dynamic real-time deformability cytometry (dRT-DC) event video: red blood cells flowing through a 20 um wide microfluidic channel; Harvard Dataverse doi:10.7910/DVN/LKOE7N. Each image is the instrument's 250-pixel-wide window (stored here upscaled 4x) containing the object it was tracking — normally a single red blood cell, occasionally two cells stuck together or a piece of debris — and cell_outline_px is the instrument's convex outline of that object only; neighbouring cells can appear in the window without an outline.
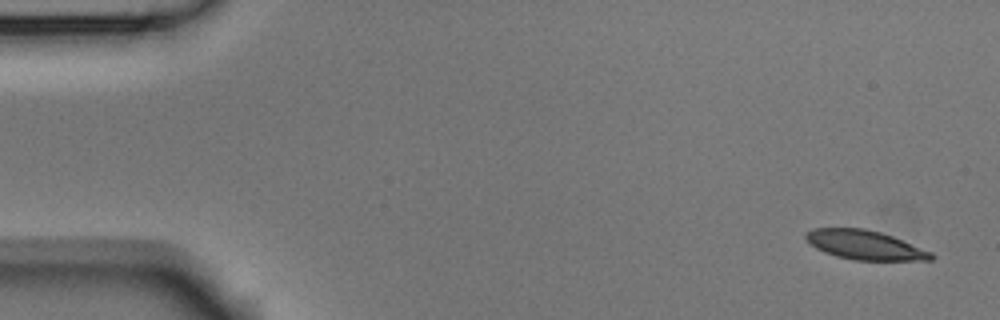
{"species": "Egyptian fruit bat (a non-hibernating species)", "species_latin": "Rousettus aegyptiacus", "temperature_condition": "room temperature", "stored_images_in_passage": 8, "camera_frame_rate_fps": 3000, "um_per_image_px": 0.085, "animal": {"sex": "male"}, "frame": {"image": 1, "passage_image": 1, "time_ms": 0.0, "image_size_px": [1000, 320], "cell_outline_px": [[936, 256], [932, 260], [856, 260], [836, 256], [824, 252], [816, 248], [804, 236], [812, 228], [864, 228], [880, 232], [892, 236], [932, 252]], "centroid_in_image_um": [73.53, 20.82], "position_along_channel_um": 11.5, "area_um2": 21.15}}
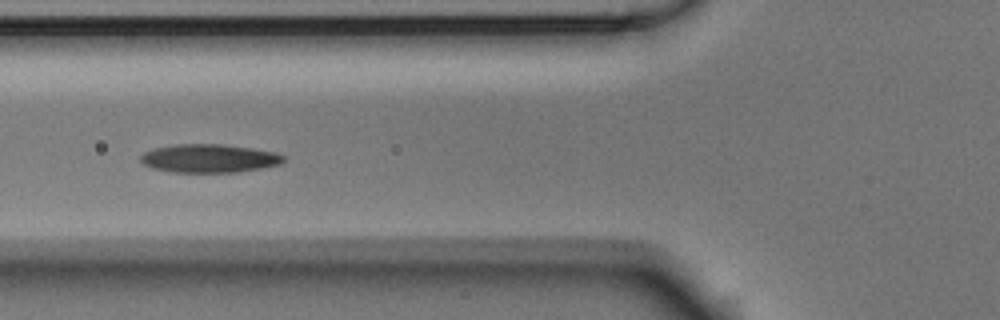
{"frame": {"image": 2, "passage_image": 6, "time_ms": 1.667, "image_size_px": [1000, 320], "cell_outline_px": [[284, 160], [280, 164], [260, 168], [236, 172], [172, 172], [152, 168], [144, 164], [140, 160], [140, 156], [144, 152], [156, 148], [176, 144], [220, 144], [252, 148], [276, 152], [284, 156]], "centroid_in_image_um": [17.77, 13.46], "position_along_channel_um": 108.0, "area_um2": 23.52}}
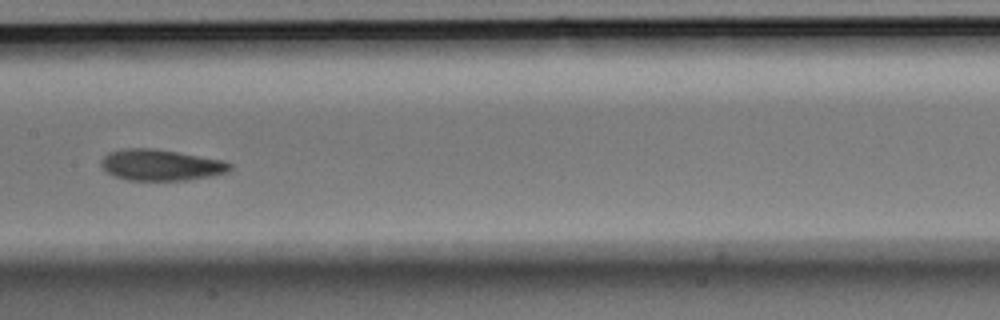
{"frame": {"image": 3, "passage_image": 8, "time_ms": 2.333, "image_size_px": [1000, 320], "cell_outline_px": [[232, 168], [228, 172], [212, 176], [188, 180], [128, 180], [116, 176], [108, 172], [100, 164], [104, 156], [112, 152], [128, 148], [152, 148], [176, 152], [220, 160], [232, 164]], "centroid_in_image_um": [13.7, 14.04], "position_along_channel_um": 193.7, "area_um2": 22.95}}